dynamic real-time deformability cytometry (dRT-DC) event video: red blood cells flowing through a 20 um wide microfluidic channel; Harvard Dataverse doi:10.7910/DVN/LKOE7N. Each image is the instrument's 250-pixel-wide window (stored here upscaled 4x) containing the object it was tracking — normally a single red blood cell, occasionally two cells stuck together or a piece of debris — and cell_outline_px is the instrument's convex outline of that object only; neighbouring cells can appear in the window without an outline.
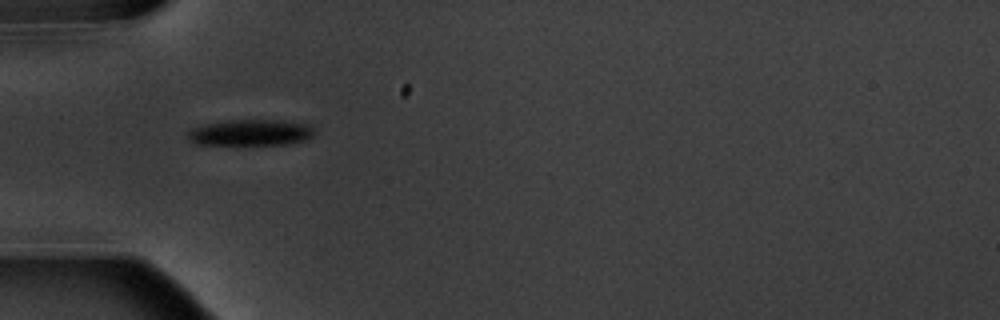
{"species": "common noctule bat (a hibernating species)", "species_latin": "Nyctalus noctula", "temperature_condition": "warm", "stored_images_in_passage": 6, "camera_frame_rate_fps": 3000, "um_per_image_px": 0.085, "animal": {"sex": "male", "body_mass_g": 20.1, "forearm_length_mm": 53.5}, "frame": {"image": 1, "passage_image": 5, "time_ms": 4.667, "image_size_px": [1000, 320], "cell_outline_px": [[316, 136], [308, 140], [288, 144], [196, 144], [188, 140], [188, 132], [192, 128], [204, 124], [232, 120], [272, 120], [308, 124], [316, 128]], "centroid_in_image_um": [21.38, 11.27], "position_along_channel_um": 63.6, "area_um2": 19.36}}